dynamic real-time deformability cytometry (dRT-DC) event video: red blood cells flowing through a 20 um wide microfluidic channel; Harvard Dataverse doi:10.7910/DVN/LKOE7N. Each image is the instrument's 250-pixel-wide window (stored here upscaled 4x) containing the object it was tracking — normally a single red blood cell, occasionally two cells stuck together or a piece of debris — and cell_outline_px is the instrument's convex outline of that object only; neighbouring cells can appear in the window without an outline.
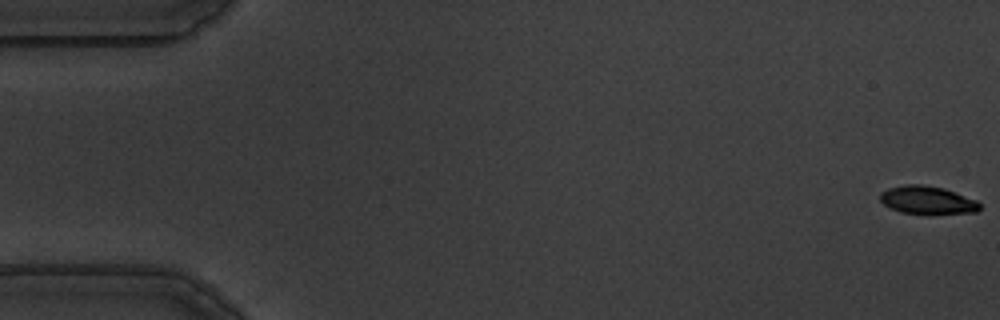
{"species": "common noctule bat (a hibernating species)", "species_latin": "Nyctalus noctula", "temperature_condition": "warm", "stored_images_in_passage": 51, "camera_frame_rate_fps": 3000, "um_per_image_px": 0.085, "animal": {"sex": "male", "body_mass_g": 19.5, "forearm_length_mm": 54.6}, "frame": {"image": 1, "passage_image": 1, "time_ms": 0.0, "image_size_px": [1000, 320], "cell_outline_px": [[980, 208], [976, 212], [900, 212], [884, 204], [880, 200], [880, 192], [888, 188], [904, 184], [920, 184], [944, 188], [956, 192], [976, 200], [980, 204]], "centroid_in_image_um": [78.79, 16.96], "position_along_channel_um": 6.2, "area_um2": 15.72}}
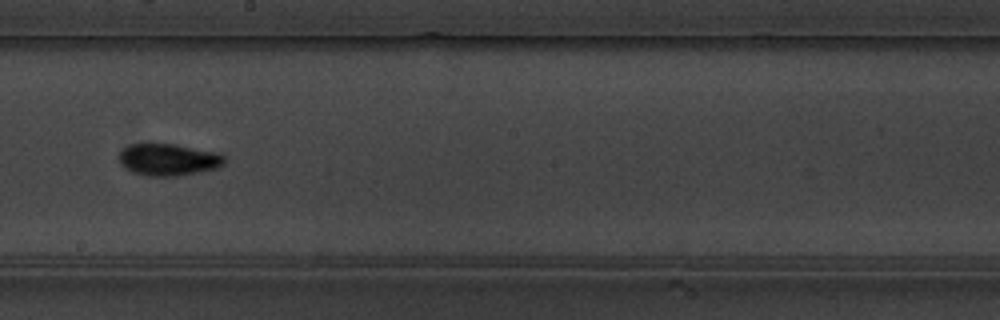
{"frame": {"image": 2, "passage_image": 32, "time_ms": 10.333, "image_size_px": [1000, 320], "cell_outline_px": [[224, 164], [216, 168], [176, 176], [148, 176], [132, 172], [124, 168], [120, 164], [116, 156], [124, 148], [132, 144], [172, 144], [220, 152], [224, 156]], "centroid_in_image_um": [14.28, 13.57], "position_along_channel_um": 233.9, "area_um2": 19.65}}
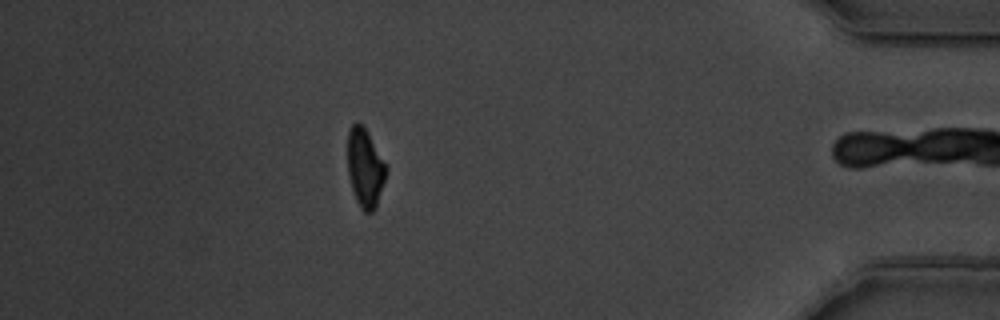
{"frame": {"image": 3, "passage_image": 50, "time_ms": 16.333, "image_size_px": [1000, 320], "cell_outline_px": [[388, 168], [376, 208], [372, 212], [364, 212], [360, 208], [356, 200], [352, 188], [348, 172], [348, 128], [356, 120], [364, 124], [388, 164]], "centroid_in_image_um": [31.05, 14.2], "position_along_channel_um": 404.1, "area_um2": 18.21}, "authors_computed_cell_mechanics": {"area_um2": 18.4382, "velocity_mm_per_s": 3.6189, "shape_relaxation_time_tau1_ms": 2.7804, "shape_relaxation_time_tau2_ms": 4.2108, "deformation_change_tau1": 0.12, "deformation_change_tau2": 0.0906}}